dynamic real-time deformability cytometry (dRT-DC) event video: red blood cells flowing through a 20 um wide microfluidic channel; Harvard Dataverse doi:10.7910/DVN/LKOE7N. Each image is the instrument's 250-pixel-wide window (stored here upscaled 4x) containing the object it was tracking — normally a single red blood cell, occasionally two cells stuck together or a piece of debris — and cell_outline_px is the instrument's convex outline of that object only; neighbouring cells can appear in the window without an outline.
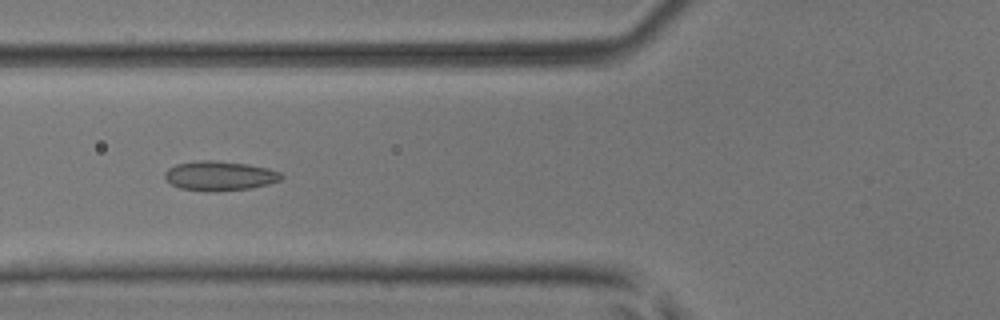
{"species": "common noctule bat (a hibernating species)", "species_latin": "Nyctalus noctula", "temperature_condition": "room temperature", "stored_images_in_passage": 46, "camera_frame_rate_fps": 3000, "um_per_image_px": 0.085, "animal": {"sex": "male", "body_mass_g": 17.9, "forearm_length_mm": 54.2}, "frame": {"image": 1, "passage_image": 15, "time_ms": 4.667, "image_size_px": [1000, 320], "cell_outline_px": [[284, 176], [280, 180], [268, 184], [248, 188], [220, 192], [208, 192], [180, 188], [172, 184], [164, 176], [164, 172], [168, 168], [176, 164], [196, 160], [212, 160], [248, 164], [268, 168], [280, 172]], "centroid_in_image_um": [18.66, 14.94], "position_along_channel_um": 107.1, "area_um2": 20.17}}
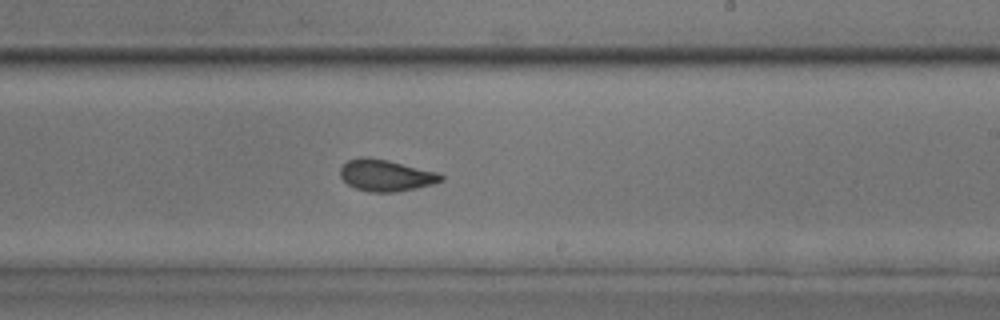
{"frame": {"image": 2, "passage_image": 26, "time_ms": 8.333, "image_size_px": [1000, 320], "cell_outline_px": [[444, 180], [432, 184], [416, 188], [396, 192], [372, 192], [356, 188], [348, 184], [340, 176], [340, 168], [348, 160], [360, 156], [368, 156], [388, 160], [440, 172], [444, 176]], "centroid_in_image_um": [32.83, 14.89], "position_along_channel_um": 256.2, "area_um2": 18.73}}
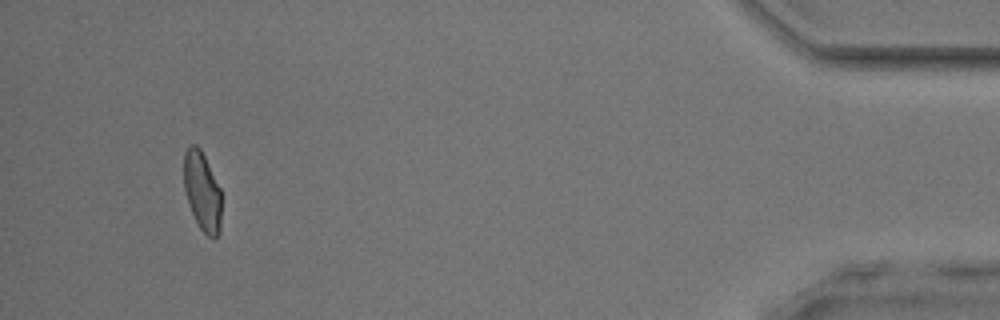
{"frame": {"image": 3, "passage_image": 43, "time_ms": 14.0, "image_size_px": [1000, 320], "cell_outline_px": [[220, 232], [216, 240], [212, 240], [200, 228], [192, 212], [184, 188], [184, 152], [192, 144], [196, 144], [200, 148], [220, 188]], "centroid_in_image_um": [17.19, 16.29], "position_along_channel_um": 418.0, "area_um2": 17.11}, "authors_computed_cell_mechanics": {"area_um2": 18.6983, "velocity_mm_per_s": 4.0828, "shape_relaxation_time_tau1_ms": 10.5325, "shape_relaxation_time_tau2_ms": 1.2873, "deformation_change_tau1": 0.1791, "deformation_change_tau2": 0.0734}}